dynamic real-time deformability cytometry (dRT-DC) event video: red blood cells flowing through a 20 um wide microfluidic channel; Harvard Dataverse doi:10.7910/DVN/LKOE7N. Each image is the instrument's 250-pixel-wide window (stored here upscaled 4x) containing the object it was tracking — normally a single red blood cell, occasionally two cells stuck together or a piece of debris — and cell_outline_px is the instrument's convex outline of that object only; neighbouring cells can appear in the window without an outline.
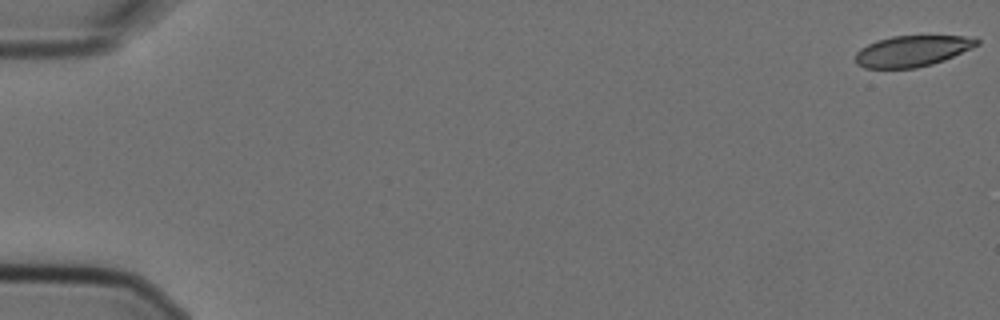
{"species": "Egyptian fruit bat (a non-hibernating species)", "species_latin": "Rousettus aegyptiacus", "temperature_condition": "cold", "stored_images_in_passage": 5, "camera_frame_rate_fps": 3000, "um_per_image_px": 0.085, "animal": {"sex": "female"}, "frame": {"image": 1, "passage_image": 1, "time_ms": 0.0, "image_size_px": [1000, 320], "cell_outline_px": [[980, 44], [972, 48], [944, 60], [932, 64], [916, 68], [864, 68], [856, 64], [856, 52], [860, 48], [876, 40], [892, 36], [964, 36], [980, 40]], "centroid_in_image_um": [77.52, 4.34], "position_along_channel_um": 7.5, "area_um2": 21.91}}
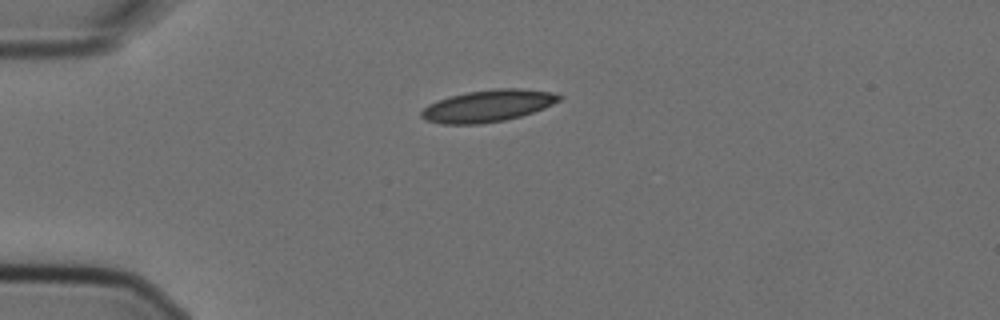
{"frame": {"image": 2, "passage_image": 5, "time_ms": 1.333, "image_size_px": [1000, 320], "cell_outline_px": [[564, 96], [560, 100], [544, 108], [520, 116], [504, 120], [480, 124], [440, 124], [424, 120], [420, 116], [420, 112], [428, 104], [448, 96], [468, 92], [496, 88], [520, 88], [552, 92]], "centroid_in_image_um": [41.44, 9.0], "position_along_channel_um": 43.6, "area_um2": 25.72}}